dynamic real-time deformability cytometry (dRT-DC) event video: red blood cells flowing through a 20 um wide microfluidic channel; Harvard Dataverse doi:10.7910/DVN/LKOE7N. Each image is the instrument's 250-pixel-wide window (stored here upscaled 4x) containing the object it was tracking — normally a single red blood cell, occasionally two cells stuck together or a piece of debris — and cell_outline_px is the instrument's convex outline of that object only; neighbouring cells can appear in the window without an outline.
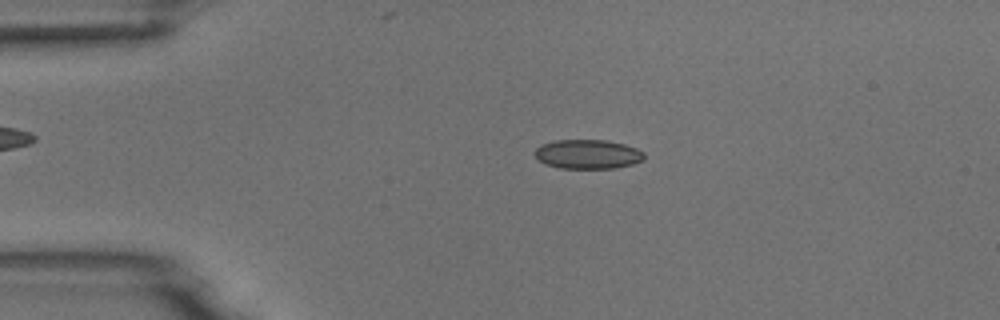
{"species": "common noctule bat (a hibernating species)", "species_latin": "Nyctalus noctula", "temperature_condition": "room temperature", "stored_images_in_passage": 4, "camera_frame_rate_fps": 3000, "um_per_image_px": 0.085, "animal": {"sex": "male", "body_mass_g": 18.8}, "frame": {"image": 1, "passage_image": 3, "time_ms": 2.333, "image_size_px": [1000, 320], "cell_outline_px": [[644, 160], [632, 164], [616, 168], [560, 168], [548, 164], [540, 160], [536, 156], [536, 148], [544, 144], [556, 140], [608, 140], [624, 144], [636, 148], [644, 152]], "centroid_in_image_um": [50.02, 13.1], "position_along_channel_um": 35.0, "area_um2": 18.44}}